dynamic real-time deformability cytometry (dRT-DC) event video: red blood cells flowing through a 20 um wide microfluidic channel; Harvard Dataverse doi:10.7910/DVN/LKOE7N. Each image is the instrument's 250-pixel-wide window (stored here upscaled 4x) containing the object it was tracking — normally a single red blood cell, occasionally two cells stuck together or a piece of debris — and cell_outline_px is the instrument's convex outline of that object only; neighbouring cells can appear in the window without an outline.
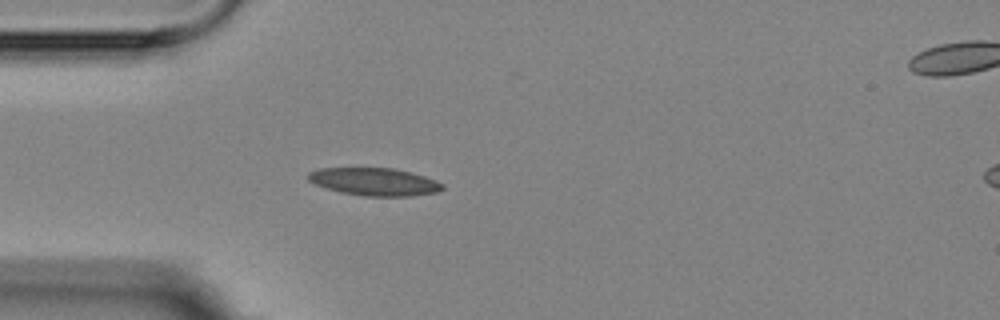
{"species": "Egyptian fruit bat (a non-hibernating species)", "species_latin": "Rousettus aegyptiacus", "temperature_condition": "room temperature", "stored_images_in_passage": 2, "segment_of_instrument_passage": [1, 2], "camera_frame_rate_fps": 3000, "um_per_image_px": 0.085, "animal": {"sex": "female"}, "frame": {"image": 1, "passage_image": 1, "time_ms": 0.0, "image_size_px": [1000, 320], "cell_outline_px": [[444, 188], [436, 192], [412, 196], [364, 196], [340, 192], [316, 184], [308, 180], [308, 172], [316, 168], [392, 168], [412, 172], [436, 180], [444, 184]], "centroid_in_image_um": [31.84, 15.44], "position_along_channel_um": 53.2, "area_um2": 21.68}}